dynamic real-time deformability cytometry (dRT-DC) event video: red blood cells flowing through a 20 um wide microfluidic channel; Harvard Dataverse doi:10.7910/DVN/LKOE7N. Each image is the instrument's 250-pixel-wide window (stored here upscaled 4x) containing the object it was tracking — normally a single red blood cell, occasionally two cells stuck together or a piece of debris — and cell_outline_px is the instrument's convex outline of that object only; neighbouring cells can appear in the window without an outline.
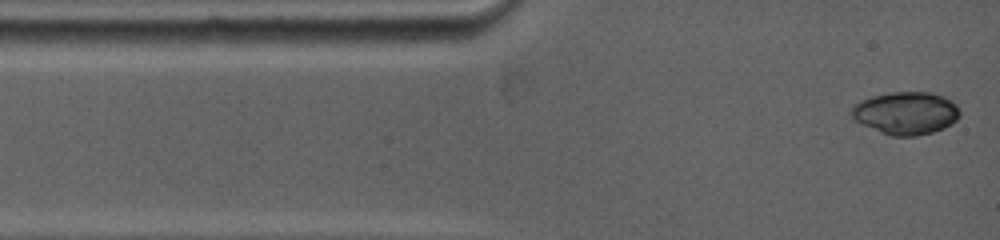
{"species": "common noctule bat (a hibernating species)", "species_latin": "Nyctalus noctula", "temperature_condition": "warm", "stored_images_in_passage": 3, "camera_frame_rate_fps": 5000, "um_per_image_px": 0.085, "animal": {"sex": "female", "body_mass_g": 19.0, "forearm_length_mm": 53.3}, "frame": {"image": 1, "passage_image": 1, "time_ms": 0.0, "image_size_px": [1000, 240], "cell_outline_px": [[960, 116], [956, 120], [944, 128], [932, 132], [916, 136], [892, 136], [852, 120], [848, 112], [860, 100], [872, 96], [892, 92], [932, 92], [944, 96], [956, 104], [960, 112]], "centroid_in_image_um": [76.98, 9.6], "position_along_channel_um": 8.0, "area_um2": 27.05}}
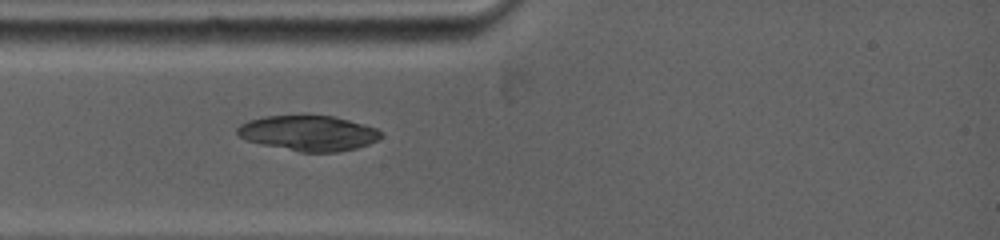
{"frame": {"image": 2, "passage_image": 3, "time_ms": 2.4, "image_size_px": [1000, 240], "cell_outline_px": [[380, 136], [376, 140], [368, 144], [356, 148], [336, 152], [300, 152], [260, 144], [248, 140], [240, 136], [236, 132], [236, 128], [240, 124], [248, 120], [264, 116], [336, 116], [364, 124], [376, 128], [380, 132]], "centroid_in_image_um": [26.19, 11.31], "position_along_channel_um": 58.8, "area_um2": 29.36}}